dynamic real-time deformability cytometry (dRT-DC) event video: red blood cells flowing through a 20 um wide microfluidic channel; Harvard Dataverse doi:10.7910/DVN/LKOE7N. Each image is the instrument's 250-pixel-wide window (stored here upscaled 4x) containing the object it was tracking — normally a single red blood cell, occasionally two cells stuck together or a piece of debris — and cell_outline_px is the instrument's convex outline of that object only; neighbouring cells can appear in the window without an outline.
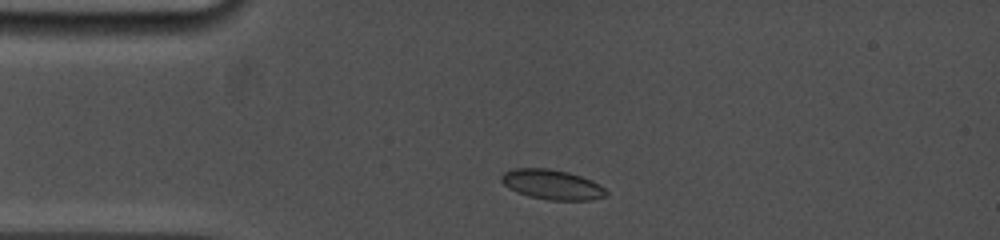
{"species": "common noctule bat (a hibernating species)", "species_latin": "Nyctalus noctula", "temperature_condition": "cold", "stored_images_in_passage": 4, "camera_frame_rate_fps": 5000, "um_per_image_px": 0.085, "animal": {"sex": "female", "body_mass_g": 19.0, "forearm_length_mm": 53.3}, "frame": {"image": 1, "passage_image": 2, "time_ms": 0.6, "image_size_px": [1000, 240], "cell_outline_px": [[608, 196], [592, 200], [548, 200], [528, 196], [516, 192], [508, 188], [500, 180], [500, 176], [504, 172], [516, 168], [548, 168], [568, 172], [592, 180], [600, 184], [608, 192]], "centroid_in_image_um": [46.93, 15.69], "position_along_channel_um": 38.1, "area_um2": 18.44}}